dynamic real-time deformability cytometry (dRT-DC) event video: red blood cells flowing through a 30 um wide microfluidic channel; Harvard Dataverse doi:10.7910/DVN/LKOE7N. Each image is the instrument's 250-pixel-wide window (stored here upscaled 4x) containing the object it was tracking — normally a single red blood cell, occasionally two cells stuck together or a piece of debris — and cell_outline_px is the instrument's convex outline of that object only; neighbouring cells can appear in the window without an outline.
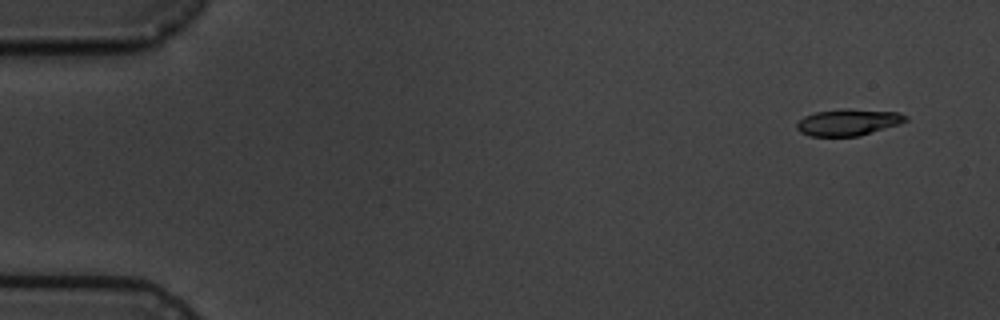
{"species": "common noctule bat (a hibernating species)", "species_latin": "Nyctalus noctula", "temperature_condition": "cold", "stored_images_in_passage": 7, "camera_frame_rate_fps": 3000, "um_per_image_px": 0.085, "animal": {"sex": "male", "body_mass_g": 19.5, "forearm_length_mm": 54.6}, "frame": {"image": 1, "passage_image": 2, "time_ms": 1.0, "image_size_px": [1000, 320], "cell_outline_px": [[908, 120], [900, 124], [860, 136], [808, 136], [800, 132], [796, 128], [796, 124], [804, 116], [816, 112], [844, 108], [848, 108], [900, 112], [908, 116]], "centroid_in_image_um": [72.13, 10.39], "position_along_channel_um": 12.9, "area_um2": 17.11}}
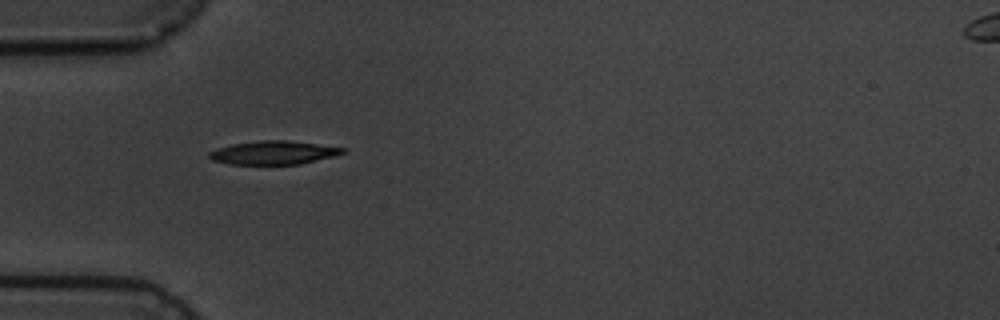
{"frame": {"image": 2, "passage_image": 6, "time_ms": 5.667, "image_size_px": [1000, 320], "cell_outline_px": [[348, 152], [336, 156], [300, 164], [228, 164], [212, 160], [208, 156], [208, 152], [216, 148], [232, 144], [264, 140], [284, 140], [348, 148]], "centroid_in_image_um": [23.28, 12.98], "position_along_channel_um": 61.7, "area_um2": 18.38}}
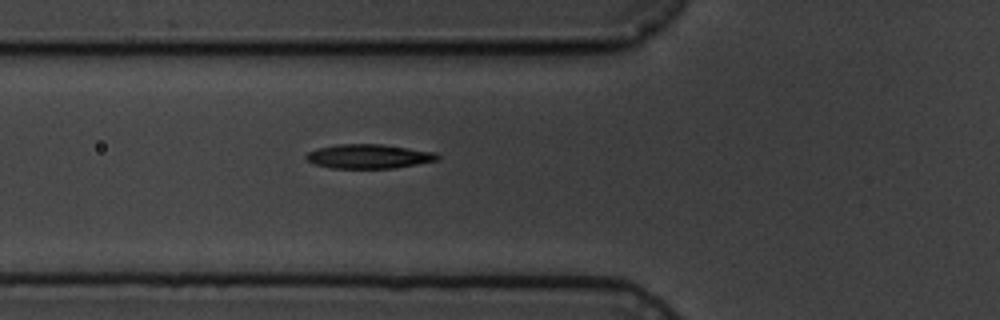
{"frame": {"image": 3, "passage_image": 7, "time_ms": 6.667, "image_size_px": [1000, 320], "cell_outline_px": [[440, 156], [436, 160], [416, 164], [392, 168], [332, 168], [312, 164], [304, 156], [308, 152], [316, 148], [340, 144], [380, 144], [436, 152]], "centroid_in_image_um": [31.3, 13.29], "position_along_channel_um": 94.5, "area_um2": 18.44}}